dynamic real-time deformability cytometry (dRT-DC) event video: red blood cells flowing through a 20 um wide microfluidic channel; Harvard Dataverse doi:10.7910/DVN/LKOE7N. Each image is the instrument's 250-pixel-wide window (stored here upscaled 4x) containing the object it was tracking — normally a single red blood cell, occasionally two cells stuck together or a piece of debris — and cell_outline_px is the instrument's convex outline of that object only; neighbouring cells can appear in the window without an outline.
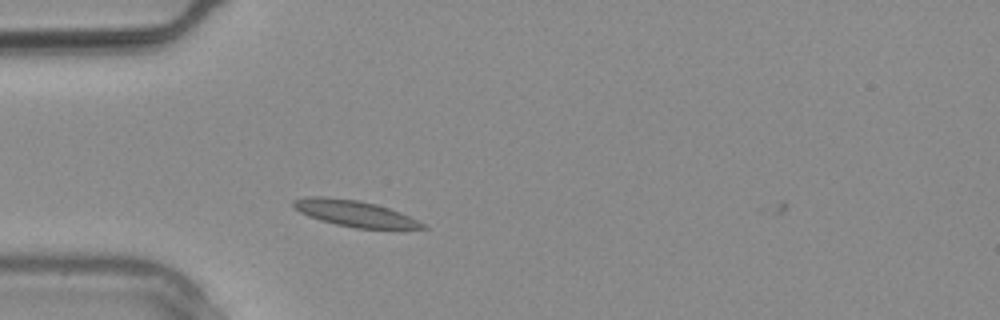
{"species": "common noctule bat (a hibernating species)", "species_latin": "Nyctalus noctula", "temperature_condition": "warm", "stored_images_in_passage": 2, "camera_frame_rate_fps": 3000, "um_per_image_px": 0.085, "animal": {"sex": "male", "body_mass_g": 20.4}, "frame": {"image": 1, "passage_image": 1, "time_ms": 0.0, "image_size_px": [1000, 320], "cell_outline_px": [[428, 228], [356, 228], [336, 224], [320, 220], [308, 216], [300, 212], [292, 204], [292, 200], [308, 196], [328, 196], [360, 200], [376, 204], [400, 212], [424, 224]], "centroid_in_image_um": [30.08, 18.11], "position_along_channel_um": 54.9, "area_um2": 19.48}}